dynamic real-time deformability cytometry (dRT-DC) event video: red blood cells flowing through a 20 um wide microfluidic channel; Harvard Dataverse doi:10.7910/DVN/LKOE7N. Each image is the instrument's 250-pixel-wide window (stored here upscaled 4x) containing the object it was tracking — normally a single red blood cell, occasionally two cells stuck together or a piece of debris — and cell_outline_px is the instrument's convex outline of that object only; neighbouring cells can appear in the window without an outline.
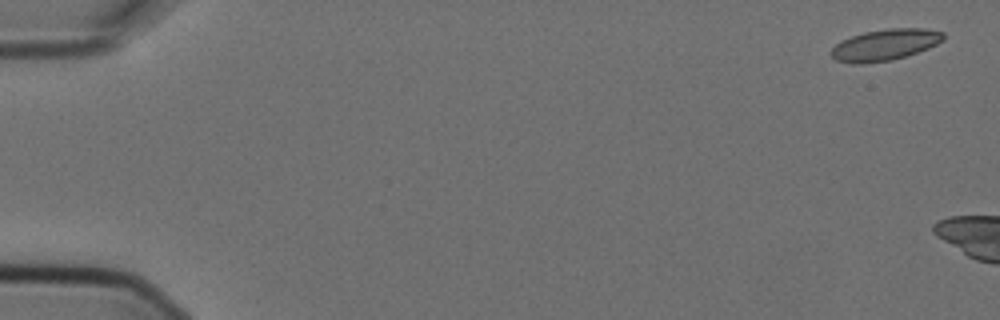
{"species": "Egyptian fruit bat (a non-hibernating species)", "species_latin": "Rousettus aegyptiacus", "temperature_condition": "cold", "stored_images_in_passage": 4, "camera_frame_rate_fps": 3000, "um_per_image_px": 0.085, "animal": {"sex": "female"}, "frame": {"image": 1, "passage_image": 1, "time_ms": 0.0, "image_size_px": [1000, 320], "cell_outline_px": [[944, 40], [928, 48], [892, 60], [860, 64], [852, 64], [836, 60], [828, 52], [840, 40], [864, 32], [888, 28], [924, 28], [944, 32]], "centroid_in_image_um": [75.19, 3.81], "position_along_channel_um": 9.8, "area_um2": 20.52}}